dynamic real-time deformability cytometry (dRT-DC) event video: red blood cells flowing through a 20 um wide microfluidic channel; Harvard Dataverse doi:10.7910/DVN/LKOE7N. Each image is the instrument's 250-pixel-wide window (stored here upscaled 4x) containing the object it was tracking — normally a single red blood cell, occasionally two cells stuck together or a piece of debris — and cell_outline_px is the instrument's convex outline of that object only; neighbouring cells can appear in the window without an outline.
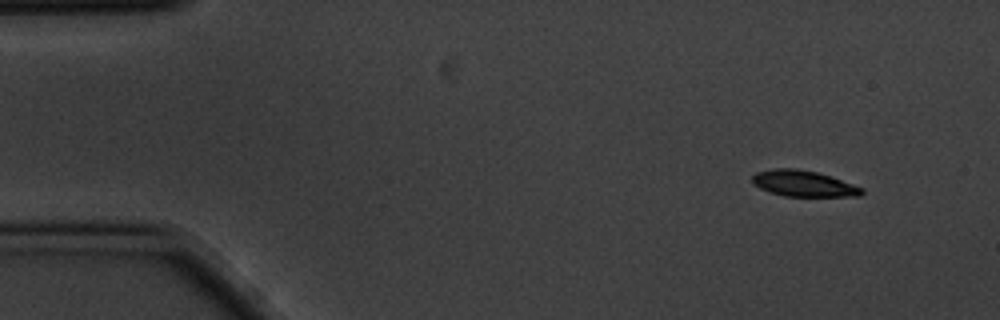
{"species": "common noctule bat (a hibernating species)", "species_latin": "Nyctalus noctula", "temperature_condition": "cold", "stored_images_in_passage": 5, "segment_of_instrument_passage": [1, 2], "camera_frame_rate_fps": 3000, "um_per_image_px": 0.085, "animal": {"sex": "male", "body_mass_g": 20.1, "forearm_length_mm": 53.5}, "frame": {"image": 1, "passage_image": 1, "time_ms": 0.0, "image_size_px": [1000, 320], "cell_outline_px": [[864, 192], [860, 196], [784, 196], [768, 192], [752, 184], [752, 176], [756, 172], [776, 168], [796, 168], [816, 172], [864, 188]], "centroid_in_image_um": [68.25, 15.6], "position_along_channel_um": 16.7, "area_um2": 16.53}}
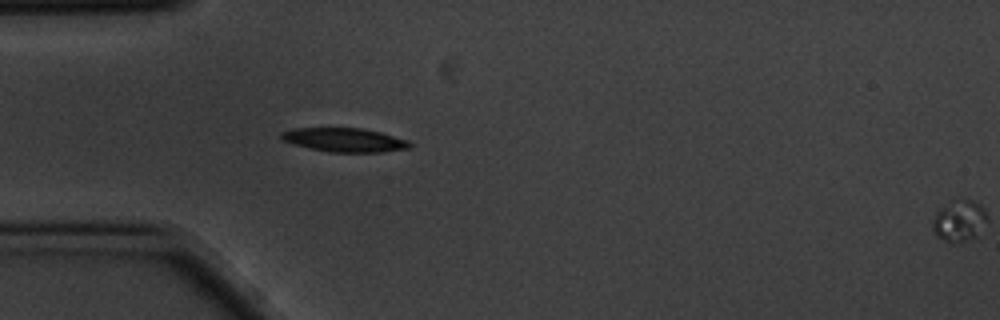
{"frame": {"image": 2, "passage_image": 4, "time_ms": 1.0, "image_size_px": [1000, 320], "cell_outline_px": [[412, 148], [384, 152], [332, 152], [292, 144], [280, 140], [280, 132], [292, 128], [360, 128], [380, 132], [408, 140], [412, 144]], "centroid_in_image_um": [29.28, 11.89], "position_along_channel_um": 55.7, "area_um2": 17.98}}